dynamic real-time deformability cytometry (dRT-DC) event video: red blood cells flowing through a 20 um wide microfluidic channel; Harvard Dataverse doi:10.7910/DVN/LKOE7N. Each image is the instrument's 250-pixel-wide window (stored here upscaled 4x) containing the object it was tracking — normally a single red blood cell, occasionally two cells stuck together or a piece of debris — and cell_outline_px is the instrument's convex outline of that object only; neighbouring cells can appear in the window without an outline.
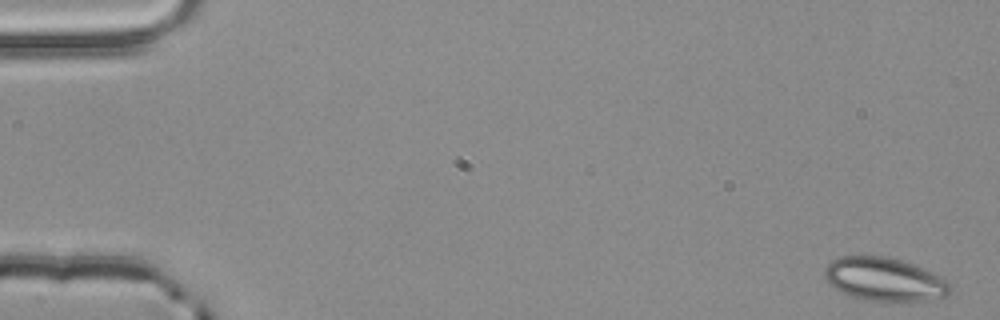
{"species": "common noctule bat (a hibernating species)", "species_latin": "Nyctalus noctula", "temperature_condition": "room temperature", "stored_images_in_passage": 54, "camera_frame_rate_fps": 3000, "um_per_image_px": 0.085, "animal": {"sex": "male", "body_mass_g": 20.4}, "frame": {"image": 1, "passage_image": 1, "time_ms": 0.0, "image_size_px": [1000, 320], "cell_outline_px": [[952, 288], [944, 296], [928, 300], [864, 300], [852, 296], [828, 284], [824, 276], [824, 268], [832, 260], [840, 256], [884, 256], [900, 260], [940, 276], [948, 280], [952, 284]], "centroid_in_image_um": [75.15, 23.73], "position_along_channel_um": 9.9, "area_um2": 31.21}}
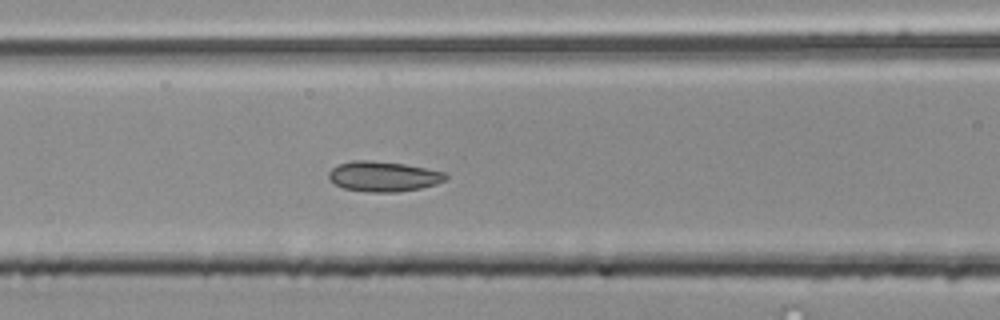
{"frame": {"image": 2, "passage_image": 23, "time_ms": 7.333, "image_size_px": [1000, 320], "cell_outline_px": [[448, 176], [444, 180], [436, 184], [420, 188], [396, 192], [368, 192], [344, 188], [336, 184], [328, 176], [328, 172], [332, 168], [340, 164], [352, 160], [368, 160], [404, 164], [448, 172]], "centroid_in_image_um": [32.62, 14.99], "position_along_channel_um": 134.0, "area_um2": 20.46}}
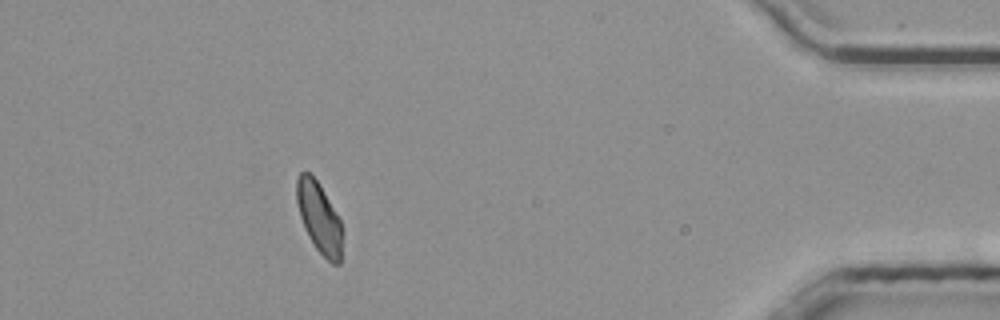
{"frame": {"image": 3, "passage_image": 49, "time_ms": 16.0, "image_size_px": [1000, 320], "cell_outline_px": [[340, 264], [332, 264], [316, 248], [308, 236], [304, 228], [300, 216], [296, 200], [296, 180], [300, 172], [308, 172], [320, 184], [340, 220]], "centroid_in_image_um": [27.08, 18.46], "position_along_channel_um": 408.1, "area_um2": 18.32}, "authors_computed_cell_mechanics": {"area_um2": 19.8832, "velocity_mm_per_s": 3.8148, "shape_relaxation_time_tau1_ms": null, "shape_relaxation_time_tau2_ms": 1.7682, "deformation_change_tau1": null, "deformation_change_tau2": 0.0564}}